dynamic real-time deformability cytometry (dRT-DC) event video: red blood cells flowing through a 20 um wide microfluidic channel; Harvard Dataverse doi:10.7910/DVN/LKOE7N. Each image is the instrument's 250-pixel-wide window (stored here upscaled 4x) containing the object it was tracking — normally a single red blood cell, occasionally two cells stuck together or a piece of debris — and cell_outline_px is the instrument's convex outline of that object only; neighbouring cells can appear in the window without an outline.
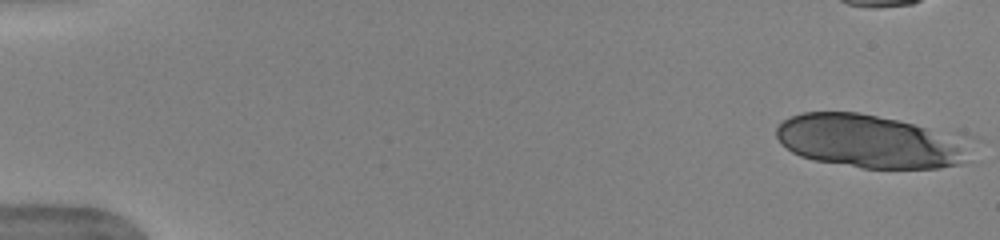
{"species": "human", "species_latin": "Homo sapiens", "temperature_condition": "warm", "stored_images_in_passage": 40, "camera_frame_rate_fps": 3000, "um_per_image_px": 0.085, "donor": {"sex": "female"}, "frame": {"image": 1, "passage_image": 1, "time_ms": 0.0, "image_size_px": [1000, 240], "cell_outline_px": [[960, 164], [940, 168], [864, 168], [812, 160], [800, 156], [792, 152], [780, 144], [776, 136], [776, 128], [784, 120], [792, 116], [804, 112], [860, 112], [896, 120], [912, 124], [924, 128], [956, 148]], "centroid_in_image_um": [73.45, 12.01], "position_along_channel_um": 11.5, "area_um2": 56.53}}